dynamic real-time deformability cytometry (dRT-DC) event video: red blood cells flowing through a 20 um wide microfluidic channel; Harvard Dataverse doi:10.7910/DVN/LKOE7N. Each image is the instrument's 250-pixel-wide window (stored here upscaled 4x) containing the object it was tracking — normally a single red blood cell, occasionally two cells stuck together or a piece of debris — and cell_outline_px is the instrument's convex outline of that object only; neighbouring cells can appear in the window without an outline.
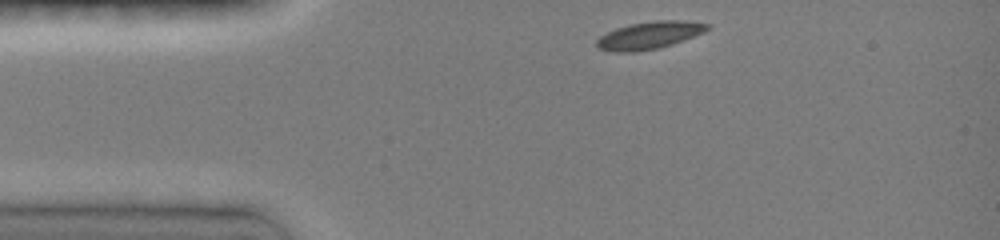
{"species": "common noctule bat (a hibernating species)", "species_latin": "Nyctalus noctula", "temperature_condition": "room temperature", "stored_images_in_passage": 34, "camera_frame_rate_fps": 3000, "um_per_image_px": 0.085, "animal": {"sex": "female", "body_mass_g": 19.0, "forearm_length_mm": 51.5}, "frame": {"image": 1, "passage_image": 1, "time_ms": 0.0, "image_size_px": [1000, 240], "cell_outline_px": [[712, 28], [704, 32], [672, 44], [660, 48], [636, 52], [612, 52], [596, 48], [596, 40], [600, 36], [616, 28], [628, 24], [652, 20], [684, 20], [712, 24]], "centroid_in_image_um": [55.2, 2.99], "position_along_channel_um": 29.8, "area_um2": 18.03}}
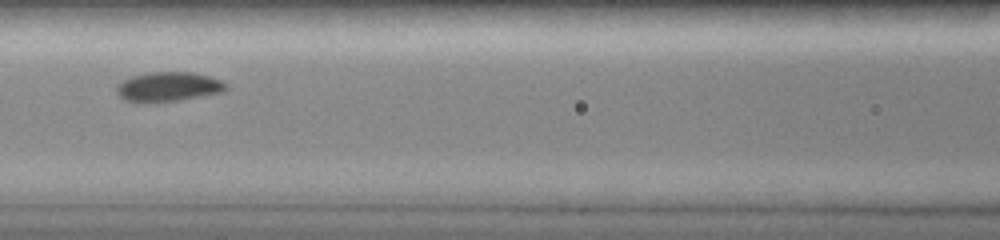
{"frame": {"image": 2, "passage_image": 13, "time_ms": 4.0, "image_size_px": [1000, 240], "cell_outline_px": [[228, 88], [224, 92], [180, 100], [124, 100], [116, 92], [116, 84], [132, 76], [152, 72], [196, 72], [220, 80], [228, 84]], "centroid_in_image_um": [14.37, 7.34], "position_along_channel_um": 152.2, "area_um2": 18.38}}
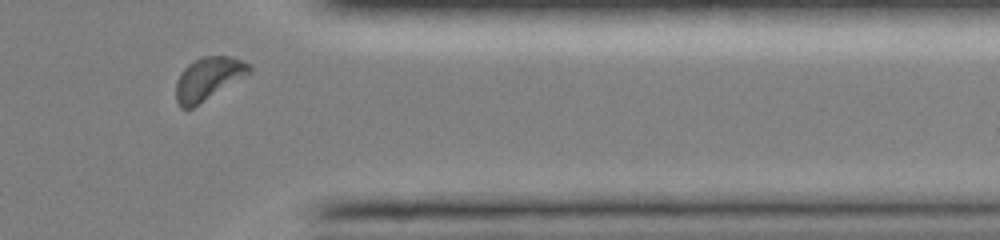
{"frame": {"image": 3, "passage_image": 31, "time_ms": 10.0, "image_size_px": [1000, 240], "cell_outline_px": [[252, 72], [192, 108], [180, 108], [176, 100], [176, 80], [180, 72], [188, 64], [204, 56], [228, 56], [252, 64]], "centroid_in_image_um": [17.7, 6.68], "position_along_channel_um": 393.7, "area_um2": 18.21}, "authors_computed_cell_mechanics": {"area_um2": 17.6868, "velocity_mm_per_s": 4.0582, "shape_relaxation_time_tau1_ms": 1.8904, "shape_relaxation_time_tau2_ms": null, "deformation_change_tau1": 0.0735, "deformation_change_tau2": null}}